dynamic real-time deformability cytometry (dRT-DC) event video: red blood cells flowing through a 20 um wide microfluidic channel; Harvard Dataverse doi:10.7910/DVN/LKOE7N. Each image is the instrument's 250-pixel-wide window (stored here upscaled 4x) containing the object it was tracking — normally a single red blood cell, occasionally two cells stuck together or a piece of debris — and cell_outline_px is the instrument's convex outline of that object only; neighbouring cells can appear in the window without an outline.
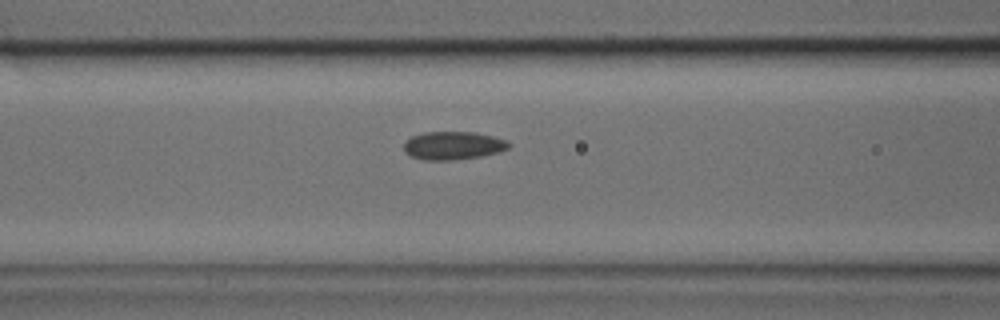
{"species": "common noctule bat (a hibernating species)", "species_latin": "Nyctalus noctula", "temperature_condition": "cold", "stored_images_in_passage": 26, "camera_frame_rate_fps": 3000, "um_per_image_px": 0.085, "animal": {"sex": "male", "body_mass_g": 17.9, "forearm_length_mm": 54.2}, "frame": {"image": 1, "passage_image": 4, "time_ms": 1.0, "image_size_px": [1000, 320], "cell_outline_px": [[512, 144], [508, 148], [500, 152], [480, 156], [452, 160], [424, 160], [412, 156], [404, 152], [404, 140], [412, 136], [424, 132], [476, 132], [508, 140]], "centroid_in_image_um": [38.52, 12.36], "position_along_channel_um": 128.1, "area_um2": 17.34}}
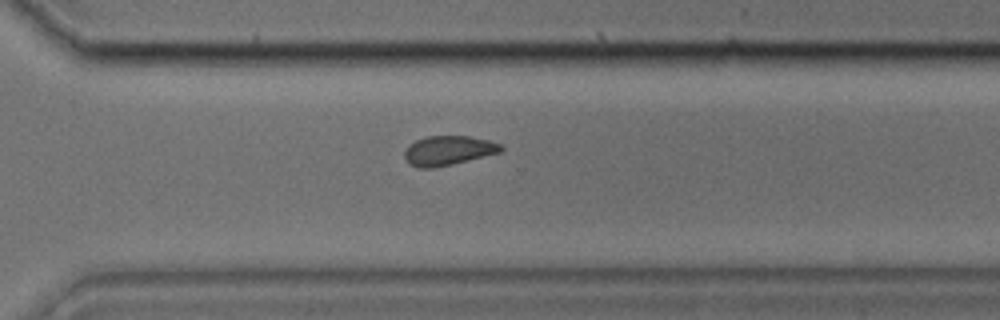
{"frame": {"image": 2, "passage_image": 16, "time_ms": 5.0, "image_size_px": [1000, 320], "cell_outline_px": [[504, 148], [500, 152], [452, 164], [432, 168], [420, 168], [408, 164], [404, 160], [404, 152], [408, 144], [416, 140], [428, 136], [468, 136], [488, 140], [500, 144]], "centroid_in_image_um": [38.05, 12.8], "position_along_channel_um": 332.6, "area_um2": 16.53}}